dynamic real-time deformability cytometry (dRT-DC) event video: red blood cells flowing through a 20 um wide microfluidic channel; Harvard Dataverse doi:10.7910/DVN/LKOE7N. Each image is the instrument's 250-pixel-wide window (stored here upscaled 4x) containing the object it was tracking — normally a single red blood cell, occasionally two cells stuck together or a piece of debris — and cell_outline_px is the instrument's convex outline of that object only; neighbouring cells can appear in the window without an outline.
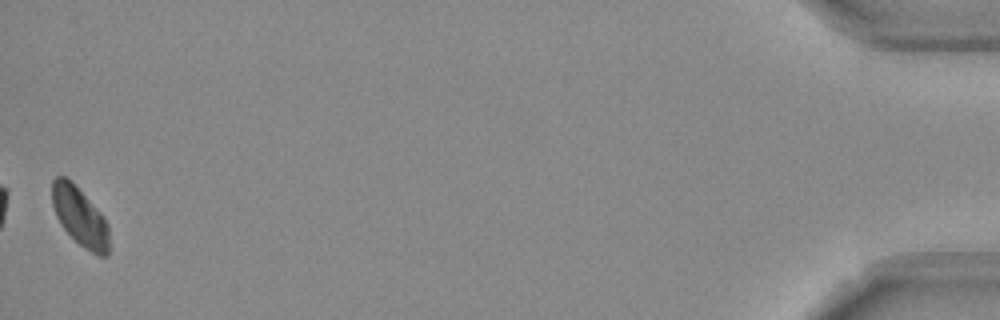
{"species": "Egyptian fruit bat (a non-hibernating species)", "species_latin": "Rousettus aegyptiacus", "temperature_condition": "room temperature", "stored_images_in_passage": 39, "camera_frame_rate_fps": 3000, "um_per_image_px": 0.085, "frame": {"image": 1, "passage_image": 39, "time_ms": 12.667, "image_size_px": [1000, 320], "cell_outline_px": [[108, 256], [96, 256], [84, 248], [60, 224], [56, 216], [52, 204], [52, 180], [56, 176], [64, 176], [72, 180], [104, 216], [108, 224]], "centroid_in_image_um": [6.79, 18.39], "position_along_channel_um": 428.4, "area_um2": 19.65}, "authors_computed_cell_mechanics": {"area_um2": 21.386, "velocity_mm_per_s": 3.7242, "shape_relaxation_time_tau1_ms": 5.8859, "shape_relaxation_time_tau2_ms": null, "deformation_change_tau1": 0.1042, "deformation_change_tau2": null}}